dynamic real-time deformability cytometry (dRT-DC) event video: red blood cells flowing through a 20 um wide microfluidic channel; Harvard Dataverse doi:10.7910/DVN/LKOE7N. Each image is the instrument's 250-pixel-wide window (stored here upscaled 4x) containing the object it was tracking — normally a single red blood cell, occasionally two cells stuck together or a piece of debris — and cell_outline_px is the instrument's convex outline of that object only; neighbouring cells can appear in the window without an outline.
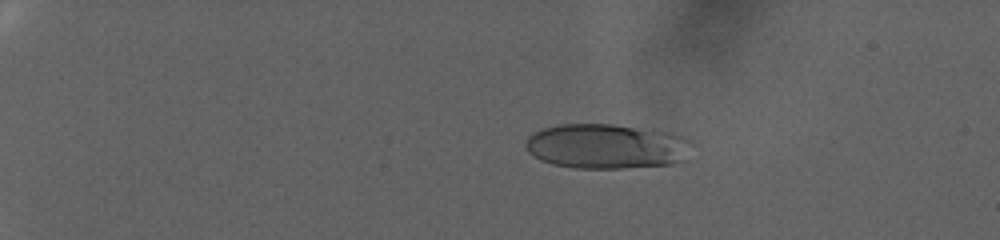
{"species": "human", "species_latin": "Homo sapiens", "temperature_condition": "warm", "stored_images_in_passage": 85, "camera_frame_rate_fps": 3000, "um_per_image_px": 0.085, "donor": {"sex": "female"}, "frame": {"image": 1, "passage_image": 20, "time_ms": 6.333, "image_size_px": [1000, 240], "cell_outline_px": [[696, 144], [684, 160], [672, 164], [620, 168], [572, 168], [552, 164], [540, 160], [528, 152], [524, 144], [528, 136], [544, 128], [560, 124], [612, 124], [668, 132], [680, 136]], "centroid_in_image_um": [51.56, 12.44], "position_along_channel_um": 33.4, "area_um2": 43.64}}
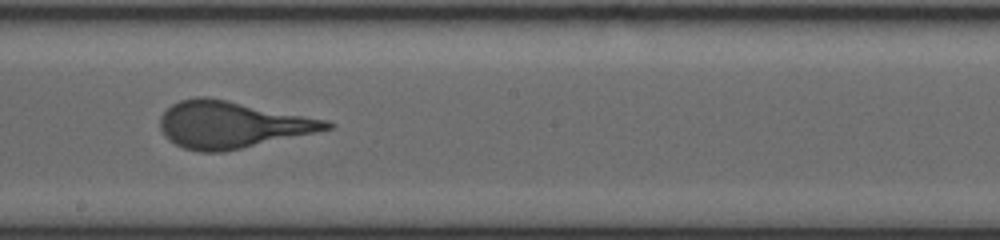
{"frame": {"image": 2, "passage_image": 55, "time_ms": 18.0, "image_size_px": [1000, 240], "cell_outline_px": [[336, 124], [332, 128], [316, 132], [224, 152], [200, 152], [184, 148], [168, 140], [160, 128], [160, 116], [172, 104], [180, 100], [196, 96], [204, 96], [228, 100], [328, 120]], "centroid_in_image_um": [19.7, 10.59], "position_along_channel_um": 228.5, "area_um2": 45.32}}
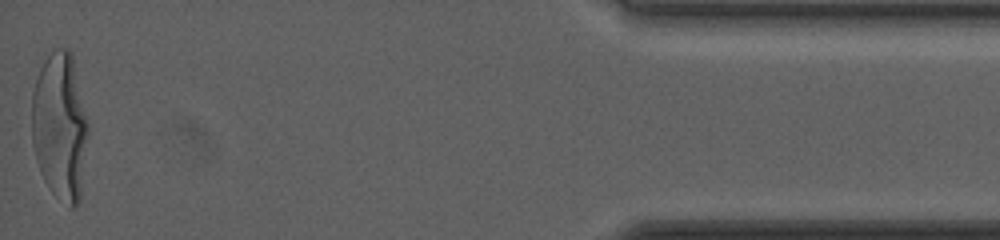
{"frame": {"image": 3, "passage_image": 85, "time_ms": 28.0, "image_size_px": [1000, 240], "cell_outline_px": [[88, 136], [80, 200], [76, 208], [68, 208], [52, 192], [44, 180], [40, 172], [36, 160], [32, 144], [32, 92], [36, 76], [44, 60], [52, 48], [68, 48], [72, 56], [88, 124]], "centroid_in_image_um": [5.08, 10.77], "position_along_channel_um": 430.1, "area_um2": 48.84}}